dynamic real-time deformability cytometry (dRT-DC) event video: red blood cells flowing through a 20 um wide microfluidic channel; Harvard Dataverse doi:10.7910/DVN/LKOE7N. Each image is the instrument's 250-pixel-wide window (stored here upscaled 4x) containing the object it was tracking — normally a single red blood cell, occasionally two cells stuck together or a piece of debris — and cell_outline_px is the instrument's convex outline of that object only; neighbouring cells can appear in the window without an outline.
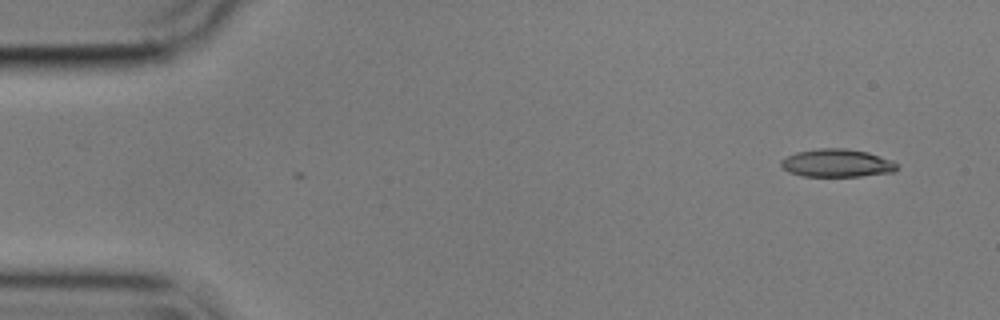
{"species": "common noctule bat (a hibernating species)", "species_latin": "Nyctalus noctula", "temperature_condition": "cold", "stored_images_in_passage": 2, "camera_frame_rate_fps": 3000, "um_per_image_px": 0.085, "animal": {"sex": "male", "body_mass_g": 17.9}, "frame": {"image": 1, "passage_image": 2, "time_ms": 0.333, "image_size_px": [1000, 320], "cell_outline_px": [[900, 168], [892, 172], [860, 176], [800, 176], [788, 172], [780, 164], [780, 160], [796, 152], [820, 148], [844, 148], [868, 152], [892, 160], [900, 164]], "centroid_in_image_um": [71.16, 13.86], "position_along_channel_um": 13.8, "area_um2": 19.02}}